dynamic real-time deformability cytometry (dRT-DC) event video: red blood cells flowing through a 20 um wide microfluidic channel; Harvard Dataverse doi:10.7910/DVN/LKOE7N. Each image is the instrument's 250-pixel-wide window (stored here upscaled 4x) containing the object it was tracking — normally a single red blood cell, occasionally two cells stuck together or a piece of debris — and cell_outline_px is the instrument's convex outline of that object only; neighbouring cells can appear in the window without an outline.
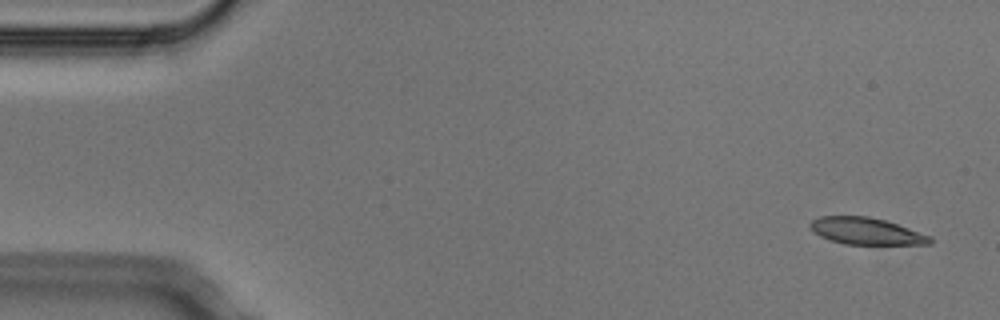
{"species": "Egyptian fruit bat (a non-hibernating species)", "species_latin": "Rousettus aegyptiacus", "temperature_condition": "cold", "stored_images_in_passage": 4, "camera_frame_rate_fps": 3000, "um_per_image_px": 0.085, "animal": {"sex": "male"}, "frame": {"image": 1, "passage_image": 1, "time_ms": 0.0, "image_size_px": [1000, 320], "cell_outline_px": [[932, 244], [844, 244], [828, 240], [812, 232], [808, 224], [812, 220], [820, 216], [868, 216], [884, 220], [932, 236]], "centroid_in_image_um": [73.58, 19.65], "position_along_channel_um": 11.4, "area_um2": 18.79}}